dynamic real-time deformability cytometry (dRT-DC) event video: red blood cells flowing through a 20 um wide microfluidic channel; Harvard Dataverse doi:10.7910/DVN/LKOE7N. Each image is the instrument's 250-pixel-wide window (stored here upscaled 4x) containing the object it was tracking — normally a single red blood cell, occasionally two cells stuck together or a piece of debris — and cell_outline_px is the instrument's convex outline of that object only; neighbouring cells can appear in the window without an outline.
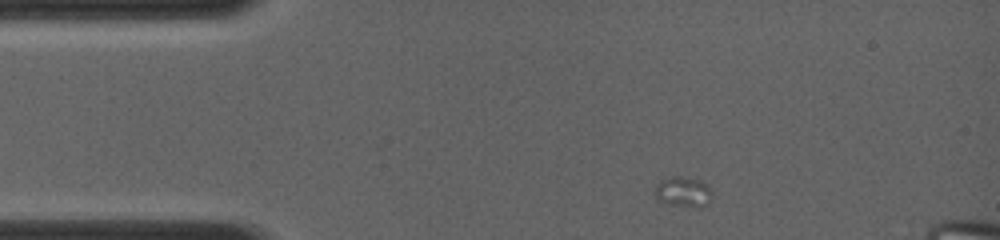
{"species": "common noctule bat (a hibernating species)", "species_latin": "Nyctalus noctula", "temperature_condition": "room temperature", "stored_images_in_passage": 7, "camera_frame_rate_fps": 4000, "um_per_image_px": 0.085, "animal": {"sex": "female", "body_mass_g": 19.0, "forearm_length_mm": 56.7}, "frame": {"image": 1, "passage_image": 2, "time_ms": 0.25, "image_size_px": [1000, 240], "cell_outline_px": [[712, 196], [708, 204], [700, 208], [672, 204], [660, 200], [652, 192], [656, 184], [672, 176], [680, 176], [700, 180], [708, 184], [712, 192]], "centroid_in_image_um": [58.11, 16.3], "position_along_channel_um": 26.9, "area_um2": 10.12}}